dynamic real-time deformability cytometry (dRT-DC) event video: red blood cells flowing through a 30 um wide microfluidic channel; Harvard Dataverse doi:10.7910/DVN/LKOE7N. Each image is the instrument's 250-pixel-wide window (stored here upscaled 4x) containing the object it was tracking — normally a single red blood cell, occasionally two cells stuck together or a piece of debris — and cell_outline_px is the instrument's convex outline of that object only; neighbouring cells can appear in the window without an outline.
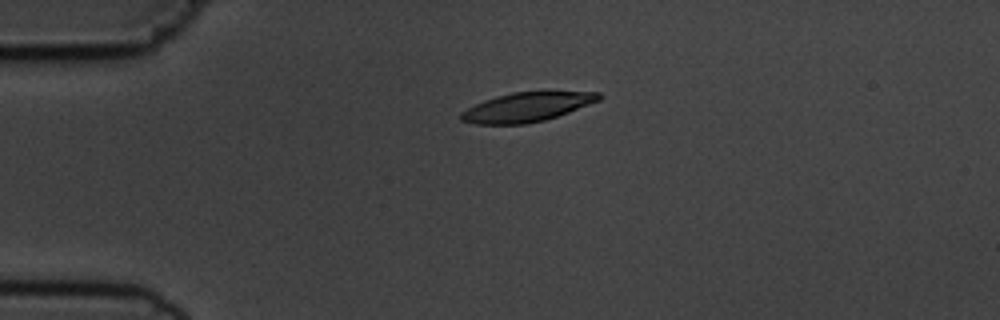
{"species": "common noctule bat (a hibernating species)", "species_latin": "Nyctalus noctula", "temperature_condition": "cold", "stored_images_in_passage": 3, "camera_frame_rate_fps": 3000, "um_per_image_px": 0.085, "animal": {"sex": "male", "body_mass_g": 19.5, "forearm_length_mm": 54.6}, "frame": {"image": 1, "passage_image": 2, "time_ms": 1.333, "image_size_px": [1000, 320], "cell_outline_px": [[604, 96], [600, 100], [568, 112], [544, 120], [524, 124], [476, 124], [460, 120], [460, 112], [484, 100], [496, 96], [512, 92], [544, 88], [600, 92]], "centroid_in_image_um": [44.88, 9.03], "position_along_channel_um": 40.1, "area_um2": 24.51}}